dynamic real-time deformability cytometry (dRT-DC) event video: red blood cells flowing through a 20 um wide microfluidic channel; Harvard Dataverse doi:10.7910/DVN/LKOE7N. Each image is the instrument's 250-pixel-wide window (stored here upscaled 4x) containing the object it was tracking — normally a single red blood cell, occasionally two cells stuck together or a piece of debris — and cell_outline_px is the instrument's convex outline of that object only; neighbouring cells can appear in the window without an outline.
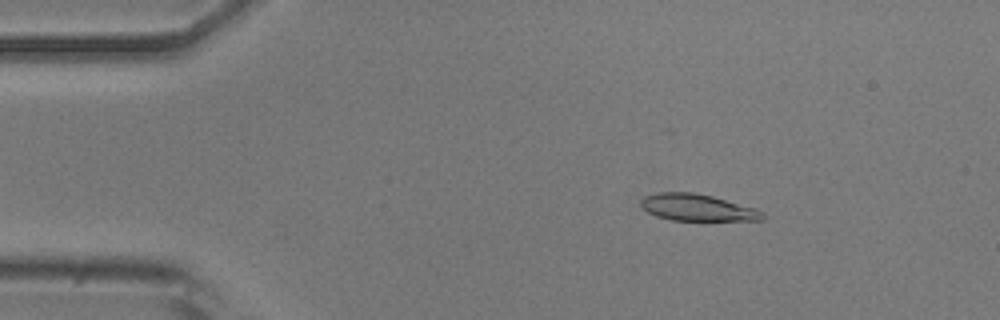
{"species": "common noctule bat (a hibernating species)", "species_latin": "Nyctalus noctula", "temperature_condition": "room temperature", "stored_images_in_passage": 52, "camera_frame_rate_fps": 3000, "um_per_image_px": 0.085, "animal": {"sex": "male", "body_mass_g": 20.5, "forearm_length_mm": 52.5}, "frame": {"image": 1, "passage_image": 8, "time_ms": 2.333, "image_size_px": [1000, 320], "cell_outline_px": [[764, 220], [672, 220], [656, 216], [648, 212], [640, 204], [640, 200], [644, 196], [656, 192], [692, 192], [712, 196], [756, 208], [764, 212]], "centroid_in_image_um": [59.27, 17.63], "position_along_channel_um": 25.7, "area_um2": 18.96}}
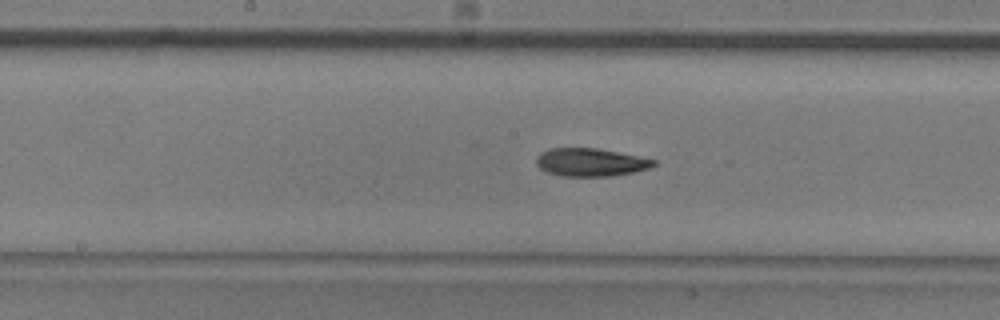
{"frame": {"image": 2, "passage_image": 26, "time_ms": 8.333, "image_size_px": [1000, 320], "cell_outline_px": [[656, 164], [648, 168], [632, 172], [612, 176], [560, 176], [548, 172], [540, 168], [536, 164], [536, 156], [540, 152], [548, 148], [596, 148], [656, 160]], "centroid_in_image_um": [50.14, 13.79], "position_along_channel_um": 198.1, "area_um2": 19.02}}
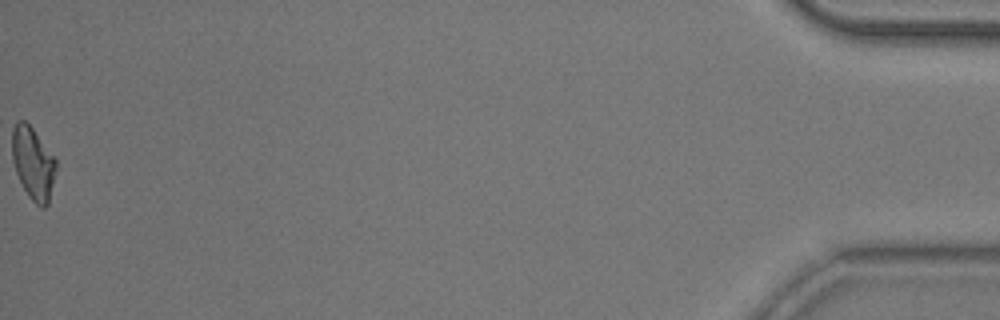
{"frame": {"image": 3, "passage_image": 52, "time_ms": 17.0, "image_size_px": [1000, 320], "cell_outline_px": [[56, 168], [48, 204], [44, 208], [40, 208], [28, 196], [16, 172], [12, 160], [12, 128], [16, 120], [24, 120], [32, 128], [56, 160]], "centroid_in_image_um": [2.79, 13.87], "position_along_channel_um": 432.4, "area_um2": 18.32}, "authors_computed_cell_mechanics": {"area_um2": 19.1896, "velocity_mm_per_s": 3.8932, "shape_relaxation_time_tau1_ms": 3.8859, "shape_relaxation_time_tau2_ms": 3.8838, "deformation_change_tau1": 0.1366, "deformation_change_tau2": 0.1002}}